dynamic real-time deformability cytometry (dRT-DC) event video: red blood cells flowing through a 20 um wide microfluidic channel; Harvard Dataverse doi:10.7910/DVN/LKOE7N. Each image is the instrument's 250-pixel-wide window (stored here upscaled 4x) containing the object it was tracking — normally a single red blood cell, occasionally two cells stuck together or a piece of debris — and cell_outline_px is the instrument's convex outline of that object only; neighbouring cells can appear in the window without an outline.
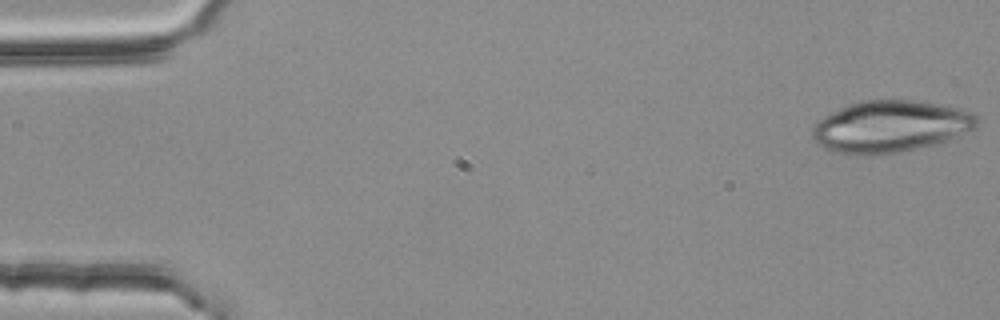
{"species": "common noctule bat (a hibernating species)", "species_latin": "Nyctalus noctula", "temperature_condition": "room temperature", "stored_images_in_passage": 4, "camera_frame_rate_fps": 3000, "um_per_image_px": 0.085, "animal": {"sex": "female", "body_mass_g": 25.1}, "frame": {"image": 1, "passage_image": 1, "time_ms": 0.0, "image_size_px": [1000, 320], "cell_outline_px": [[976, 128], [956, 136], [932, 144], [900, 152], [856, 156], [824, 148], [816, 144], [812, 140], [812, 128], [816, 120], [848, 104], [860, 100], [912, 100], [940, 104], [964, 108], [972, 112], [976, 116]], "centroid_in_image_um": [75.63, 10.74], "position_along_channel_um": 9.4, "area_um2": 49.65}}